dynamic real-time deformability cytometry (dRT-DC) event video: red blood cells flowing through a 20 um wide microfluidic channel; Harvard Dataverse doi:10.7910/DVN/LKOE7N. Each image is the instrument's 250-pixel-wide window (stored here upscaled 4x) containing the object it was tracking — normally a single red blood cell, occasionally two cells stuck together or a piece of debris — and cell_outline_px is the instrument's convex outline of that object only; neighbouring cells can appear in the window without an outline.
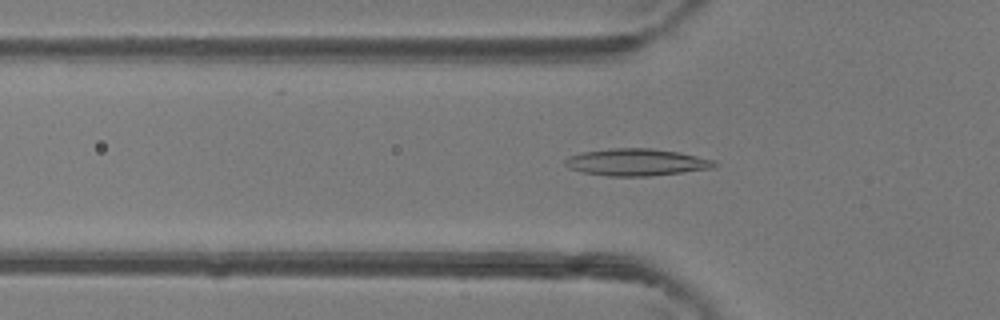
{"species": "common noctule bat (a hibernating species)", "species_latin": "Nyctalus noctula", "temperature_condition": "room temperature", "stored_images_in_passage": 47, "camera_frame_rate_fps": 3000, "um_per_image_px": 0.085, "animal": {"sex": "female"}, "frame": {"image": 1, "passage_image": 16, "time_ms": 5.0, "image_size_px": [1000, 320], "cell_outline_px": [[720, 164], [716, 168], [652, 176], [608, 176], [584, 172], [568, 168], [564, 164], [564, 160], [568, 156], [580, 152], [612, 148], [652, 148], [680, 152], [716, 160]], "centroid_in_image_um": [54.15, 13.78], "position_along_channel_um": 71.6, "area_um2": 23.93}}
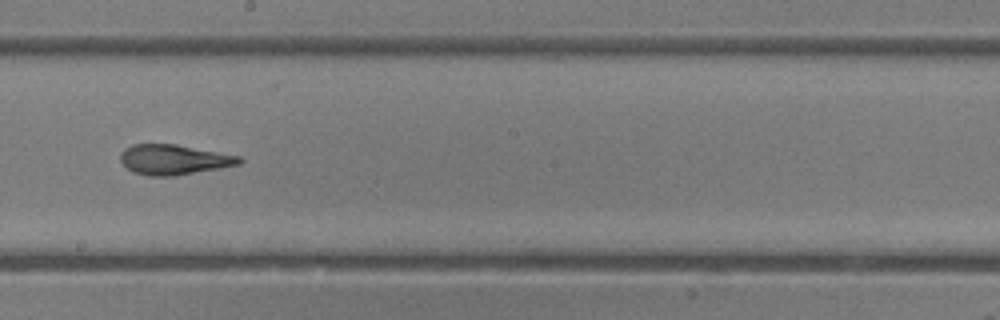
{"frame": {"image": 2, "passage_image": 27, "time_ms": 8.667, "image_size_px": [1000, 320], "cell_outline_px": [[244, 160], [240, 164], [220, 168], [176, 176], [148, 176], [132, 172], [120, 160], [120, 152], [124, 148], [132, 144], [176, 144], [240, 156]], "centroid_in_image_um": [14.77, 13.57], "position_along_channel_um": 233.4, "area_um2": 20.98}}
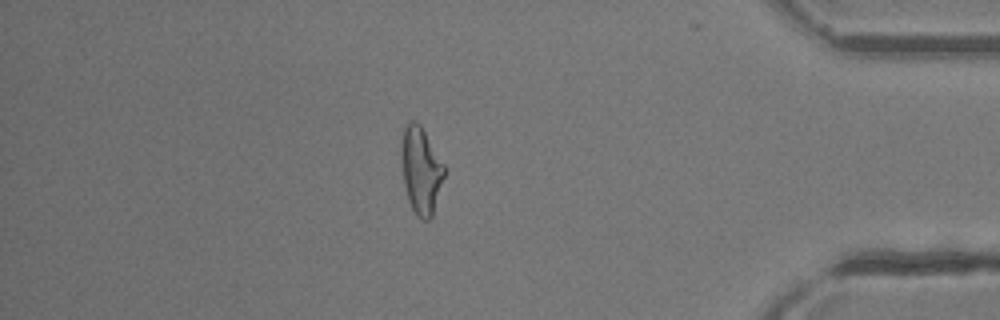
{"frame": {"image": 3, "passage_image": 41, "time_ms": 13.333, "image_size_px": [1000, 320], "cell_outline_px": [[444, 176], [432, 216], [428, 220], [424, 220], [416, 216], [408, 200], [404, 184], [400, 156], [400, 148], [404, 124], [408, 120], [416, 120], [420, 124], [444, 164]], "centroid_in_image_um": [35.75, 14.43], "position_along_channel_um": 399.5, "area_um2": 21.85}, "authors_computed_cell_mechanics": {"area_um2": 21.5594, "velocity_mm_per_s": 4.3743, "shape_relaxation_time_tau1_ms": null, "shape_relaxation_time_tau2_ms": 1.729, "deformation_change_tau1": null, "deformation_change_tau2": 0.0871}}